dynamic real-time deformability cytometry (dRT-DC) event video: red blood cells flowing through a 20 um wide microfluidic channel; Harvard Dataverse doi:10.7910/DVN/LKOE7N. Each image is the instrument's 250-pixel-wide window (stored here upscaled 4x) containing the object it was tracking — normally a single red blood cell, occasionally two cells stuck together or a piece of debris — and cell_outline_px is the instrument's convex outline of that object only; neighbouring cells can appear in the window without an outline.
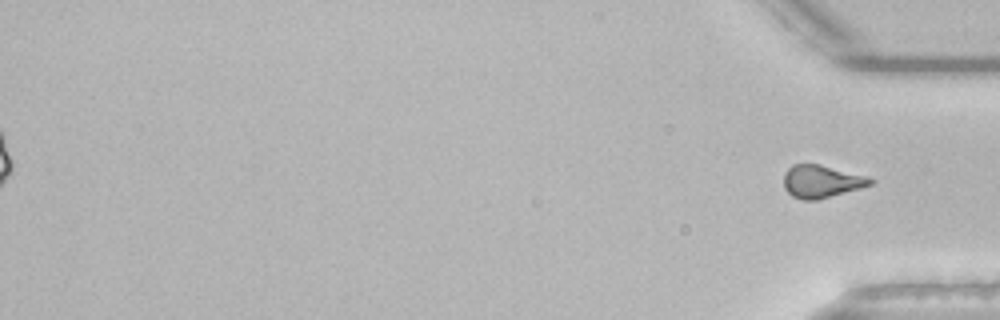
{"species": "common noctule bat (a hibernating species)", "species_latin": "Nyctalus noctula", "temperature_condition": "room temperature", "stored_images_in_passage": 54, "segment_of_instrument_passage": [2, 2], "camera_frame_rate_fps": 3000, "um_per_image_px": 0.085, "animal": {"sex": "male", "body_mass_g": 21.5, "forearm_length_mm": 52.0}, "frame": {"image": 1, "passage_image": 54, "time_ms": 17.667, "image_size_px": [1000, 320], "cell_outline_px": [[876, 180], [872, 184], [860, 188], [816, 200], [804, 200], [792, 196], [784, 188], [784, 172], [792, 164], [820, 164], [868, 176]], "centroid_in_image_um": [69.83, 15.41], "position_along_channel_um": 365.4, "area_um2": 16.53}}